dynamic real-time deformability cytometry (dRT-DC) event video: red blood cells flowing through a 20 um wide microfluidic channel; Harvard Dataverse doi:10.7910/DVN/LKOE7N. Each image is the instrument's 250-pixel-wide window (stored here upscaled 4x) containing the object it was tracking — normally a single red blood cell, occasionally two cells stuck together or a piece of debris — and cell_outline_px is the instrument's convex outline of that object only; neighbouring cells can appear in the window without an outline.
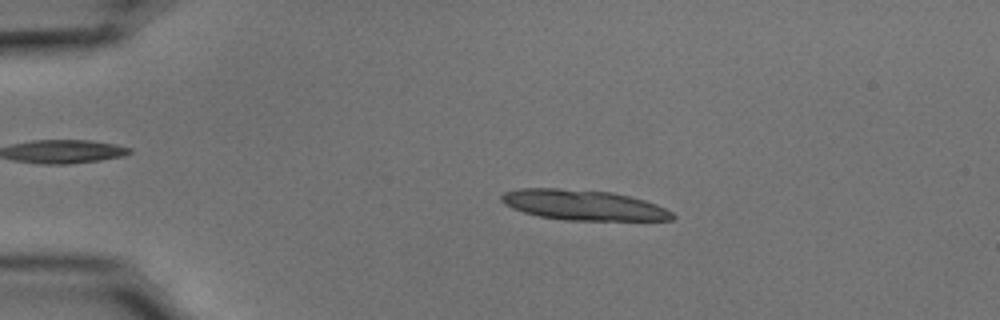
{"species": "common noctule bat (a hibernating species)", "species_latin": "Nyctalus noctula", "temperature_condition": "cold", "stored_images_in_passage": 28, "segment_of_instrument_passage": [1, 2], "camera_frame_rate_fps": 3000, "um_per_image_px": 0.085, "animal": {"sex": "male", "body_mass_g": 15.6}, "frame": {"image": 1, "passage_image": 12, "time_ms": 3.667, "image_size_px": [1000, 320], "cell_outline_px": [[676, 216], [672, 220], [564, 220], [540, 216], [524, 212], [512, 208], [504, 204], [500, 200], [500, 196], [504, 192], [520, 188], [556, 188], [612, 192], [644, 200], [656, 204], [672, 212]], "centroid_in_image_um": [49.56, 17.43], "position_along_channel_um": 35.4, "area_um2": 30.06}}